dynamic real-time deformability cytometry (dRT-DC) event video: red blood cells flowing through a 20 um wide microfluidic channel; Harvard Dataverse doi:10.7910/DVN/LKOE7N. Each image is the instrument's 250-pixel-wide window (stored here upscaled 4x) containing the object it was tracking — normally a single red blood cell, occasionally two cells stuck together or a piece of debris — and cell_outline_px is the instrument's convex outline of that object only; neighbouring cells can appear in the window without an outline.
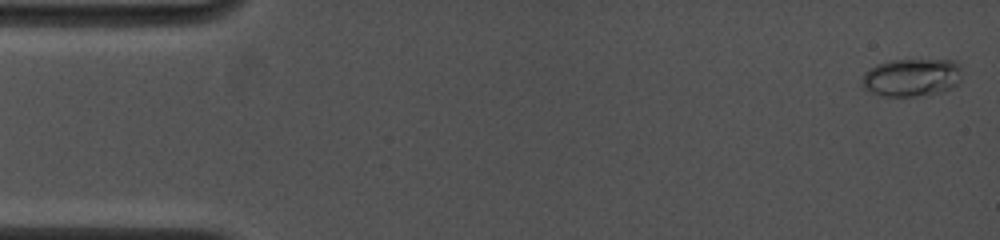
{"species": "common noctule bat (a hibernating species)", "species_latin": "Nyctalus noctula", "temperature_condition": "cold", "stored_images_in_passage": 65, "camera_frame_rate_fps": 4500, "um_per_image_px": 0.085, "animal": {"sex": "female", "body_mass_g": 19.0, "forearm_length_mm": 53.3}, "frame": {"image": 1, "passage_image": 1, "time_ms": 0.0, "image_size_px": [1000, 240], "cell_outline_px": [[960, 84], [952, 88], [940, 92], [912, 96], [884, 96], [872, 92], [864, 88], [860, 84], [860, 80], [864, 72], [868, 68], [876, 64], [888, 60], [952, 60], [960, 68]], "centroid_in_image_um": [77.44, 6.58], "position_along_channel_um": 7.6, "area_um2": 22.2}}
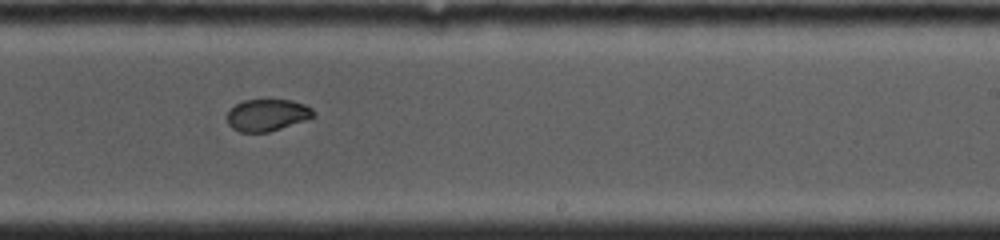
{"frame": {"image": 2, "passage_image": 37, "time_ms": 9.778, "image_size_px": [1000, 240], "cell_outline_px": [[316, 116], [268, 132], [240, 132], [232, 128], [228, 124], [228, 112], [236, 104], [244, 100], [292, 100], [304, 104], [312, 108]], "centroid_in_image_um": [22.71, 9.77], "position_along_channel_um": 266.3, "area_um2": 15.84}}
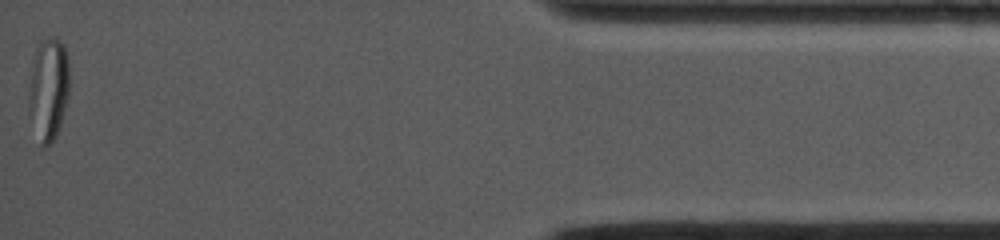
{"frame": {"image": 3, "passage_image": 65, "time_ms": 15.556, "image_size_px": [1000, 240], "cell_outline_px": [[68, 96], [60, 124], [56, 136], [44, 148], [40, 144], [28, 112], [28, 100], [36, 52], [40, 44], [48, 36], [52, 36], [60, 40], [64, 44], [68, 56]], "centroid_in_image_um": [4.14, 7.58], "position_along_channel_um": 431.1, "area_um2": 23.76}}